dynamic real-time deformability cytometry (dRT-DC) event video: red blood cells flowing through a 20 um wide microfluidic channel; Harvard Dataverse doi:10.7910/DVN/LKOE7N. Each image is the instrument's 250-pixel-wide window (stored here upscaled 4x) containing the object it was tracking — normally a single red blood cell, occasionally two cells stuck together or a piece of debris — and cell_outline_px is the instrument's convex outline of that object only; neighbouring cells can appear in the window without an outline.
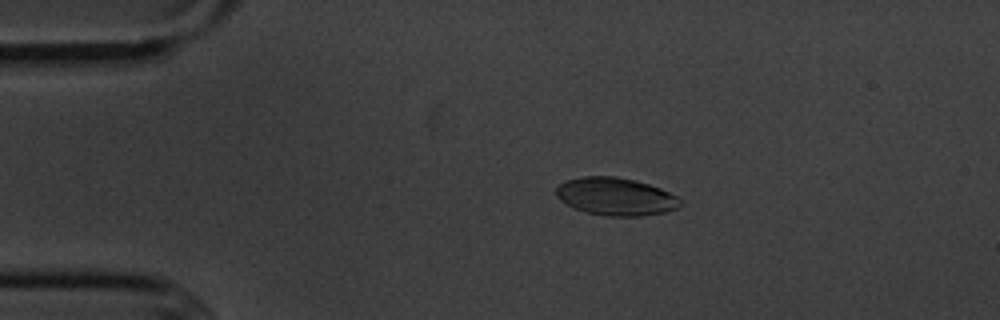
{"species": "common noctule bat (a hibernating species)", "species_latin": "Nyctalus noctula", "temperature_condition": "cold", "stored_images_in_passage": 4, "camera_frame_rate_fps": 3000, "um_per_image_px": 0.085, "animal": {"sex": "male", "body_mass_g": 20.1, "forearm_length_mm": 53.5}, "frame": {"image": 1, "passage_image": 3, "time_ms": 2.333, "image_size_px": [1000, 320], "cell_outline_px": [[684, 204], [676, 208], [664, 212], [640, 216], [604, 216], [588, 212], [576, 208], [560, 200], [556, 196], [556, 188], [564, 180], [584, 176], [616, 176], [636, 180], [660, 188], [676, 196]], "centroid_in_image_um": [52.33, 16.69], "position_along_channel_um": 32.7, "area_um2": 27.22}}